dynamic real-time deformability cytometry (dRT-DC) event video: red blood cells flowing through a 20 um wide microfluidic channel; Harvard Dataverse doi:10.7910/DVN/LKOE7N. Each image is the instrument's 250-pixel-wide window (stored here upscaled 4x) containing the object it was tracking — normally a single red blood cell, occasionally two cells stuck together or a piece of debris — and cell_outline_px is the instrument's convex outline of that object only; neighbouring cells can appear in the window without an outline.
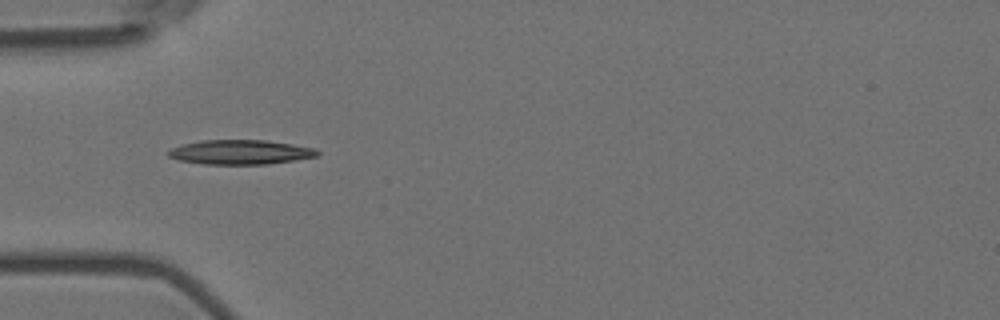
{"species": "Egyptian fruit bat (a non-hibernating species)", "species_latin": "Rousettus aegyptiacus", "temperature_condition": "room temperature", "stored_images_in_passage": 6, "camera_frame_rate_fps": 3000, "um_per_image_px": 0.085, "animal": {"sex": "female"}, "frame": {"image": 1, "passage_image": 5, "time_ms": 1.333, "image_size_px": [1000, 320], "cell_outline_px": [[320, 152], [316, 156], [268, 164], [204, 164], [176, 160], [168, 156], [164, 152], [172, 148], [184, 144], [200, 140], [264, 140], [292, 144], [316, 148]], "centroid_in_image_um": [20.38, 12.93], "position_along_channel_um": 64.6, "area_um2": 21.27}}
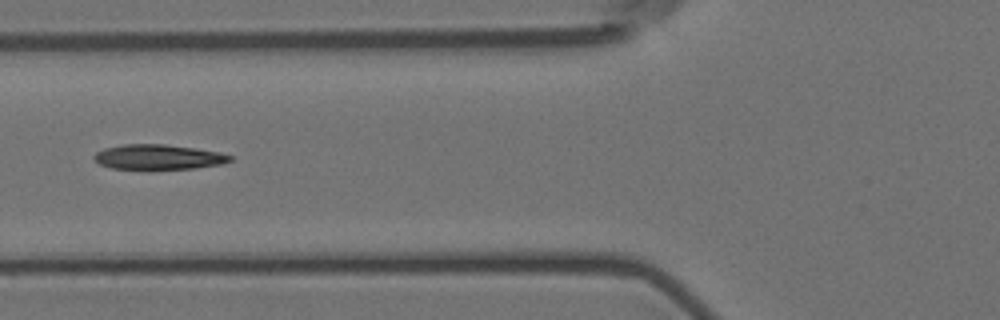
{"frame": {"image": 2, "passage_image": 6, "time_ms": 1.667, "image_size_px": [1000, 320], "cell_outline_px": [[232, 160], [220, 164], [196, 168], [148, 172], [112, 168], [100, 164], [92, 156], [96, 152], [104, 148], [120, 144], [164, 144], [196, 148], [220, 152], [232, 156]], "centroid_in_image_um": [13.42, 13.38], "position_along_channel_um": 112.4, "area_um2": 20.75}}